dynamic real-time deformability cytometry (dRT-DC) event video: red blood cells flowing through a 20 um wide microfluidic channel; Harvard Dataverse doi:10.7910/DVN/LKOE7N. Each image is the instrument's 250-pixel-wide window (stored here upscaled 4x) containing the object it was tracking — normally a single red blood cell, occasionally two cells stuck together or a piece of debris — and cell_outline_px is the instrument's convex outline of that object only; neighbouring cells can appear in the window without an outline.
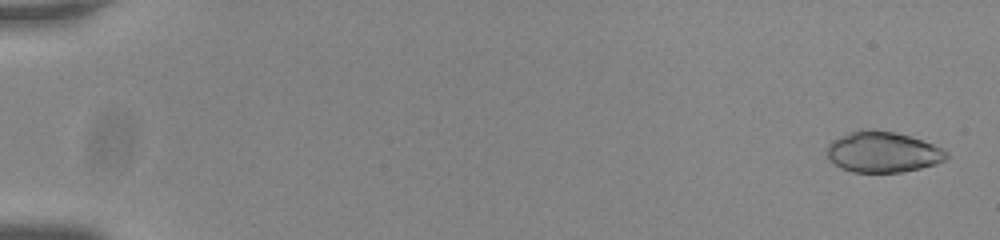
{"species": "common noctule bat (a hibernating species)", "species_latin": "Nyctalus noctula", "temperature_condition": "room temperature", "stored_images_in_passage": 56, "camera_frame_rate_fps": 3000, "um_per_image_px": 0.085, "animal": {"sex": "male", "body_mass_g": 20.0, "forearm_length_mm": 53.3}, "frame": {"image": 1, "passage_image": 2, "time_ms": 0.333, "image_size_px": [1000, 240], "cell_outline_px": [[948, 156], [944, 160], [936, 164], [920, 168], [900, 172], [852, 172], [840, 168], [828, 156], [824, 148], [828, 144], [860, 128], [876, 128], [896, 132], [932, 144], [948, 152]], "centroid_in_image_um": [75.02, 12.91], "position_along_channel_um": 10.0, "area_um2": 28.26}}
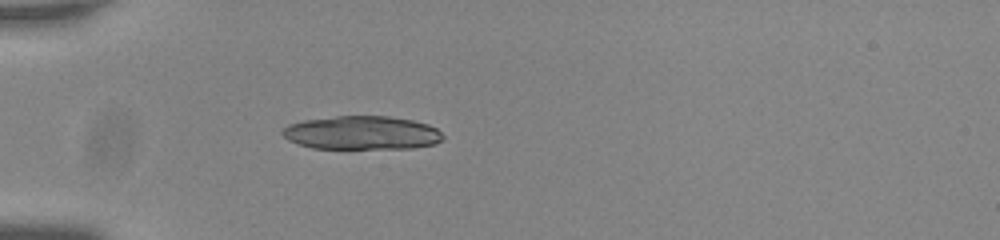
{"frame": {"image": 2, "passage_image": 18, "time_ms": 5.667, "image_size_px": [1000, 240], "cell_outline_px": [[444, 140], [436, 144], [412, 148], [312, 148], [296, 144], [288, 140], [280, 132], [288, 124], [304, 120], [336, 116], [388, 116], [412, 120], [428, 124], [436, 128], [444, 136]], "centroid_in_image_um": [30.76, 11.29], "position_along_channel_um": 54.2, "area_um2": 31.56}}